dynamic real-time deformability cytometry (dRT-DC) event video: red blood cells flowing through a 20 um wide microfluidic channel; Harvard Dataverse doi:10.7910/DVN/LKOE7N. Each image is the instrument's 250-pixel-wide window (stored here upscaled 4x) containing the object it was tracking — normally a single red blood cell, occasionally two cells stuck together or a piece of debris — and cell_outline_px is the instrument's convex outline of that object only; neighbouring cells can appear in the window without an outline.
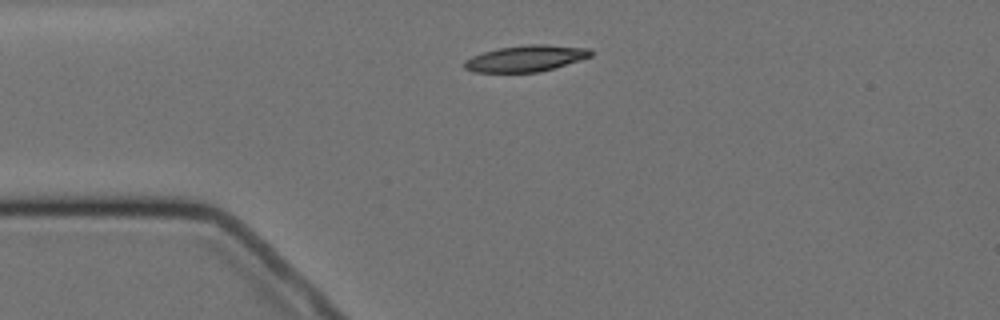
{"species": "Egyptian fruit bat (a non-hibernating species)", "species_latin": "Rousettus aegyptiacus", "temperature_condition": "cold", "stored_images_in_passage": 4, "camera_frame_rate_fps": 3000, "um_per_image_px": 0.085, "animal": {"sex": "female"}, "frame": {"image": 1, "passage_image": 1, "time_ms": 0.0, "image_size_px": [1000, 320], "cell_outline_px": [[592, 56], [580, 60], [540, 72], [476, 72], [464, 68], [464, 60], [472, 56], [484, 52], [500, 48], [528, 44], [544, 44], [588, 48], [592, 52]], "centroid_in_image_um": [44.7, 4.97], "position_along_channel_um": 40.3, "area_um2": 19.19}}
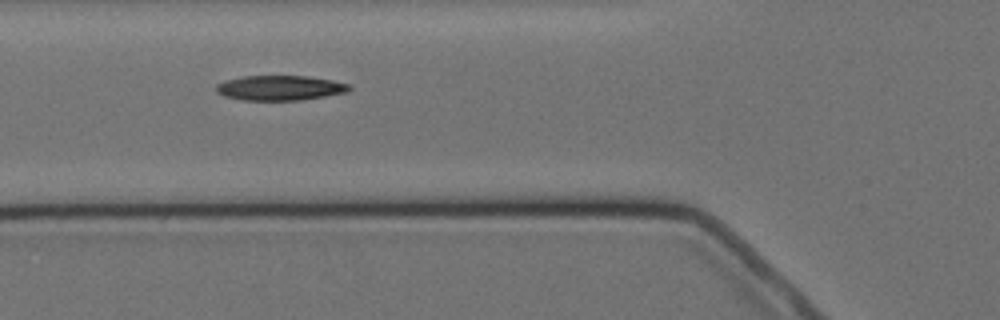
{"frame": {"image": 2, "passage_image": 3, "time_ms": 2.333, "image_size_px": [1000, 320], "cell_outline_px": [[352, 88], [348, 92], [300, 100], [244, 100], [224, 96], [216, 92], [216, 84], [224, 80], [244, 76], [308, 76], [332, 80], [348, 84]], "centroid_in_image_um": [23.78, 7.47], "position_along_channel_um": 102.0, "area_um2": 19.31}}
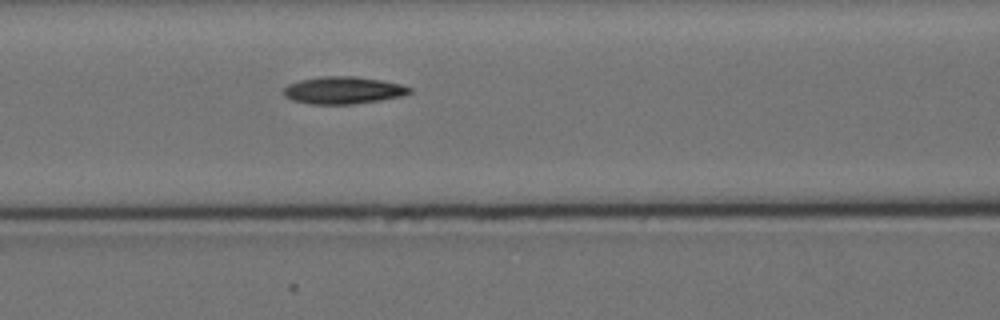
{"frame": {"image": 3, "passage_image": 4, "time_ms": 3.333, "image_size_px": [1000, 320], "cell_outline_px": [[412, 92], [400, 96], [380, 100], [352, 104], [312, 104], [292, 100], [284, 96], [284, 88], [288, 84], [300, 80], [320, 76], [356, 76], [380, 80], [400, 84], [412, 88]], "centroid_in_image_um": [29.15, 7.67], "position_along_channel_um": 137.4, "area_um2": 19.94}}